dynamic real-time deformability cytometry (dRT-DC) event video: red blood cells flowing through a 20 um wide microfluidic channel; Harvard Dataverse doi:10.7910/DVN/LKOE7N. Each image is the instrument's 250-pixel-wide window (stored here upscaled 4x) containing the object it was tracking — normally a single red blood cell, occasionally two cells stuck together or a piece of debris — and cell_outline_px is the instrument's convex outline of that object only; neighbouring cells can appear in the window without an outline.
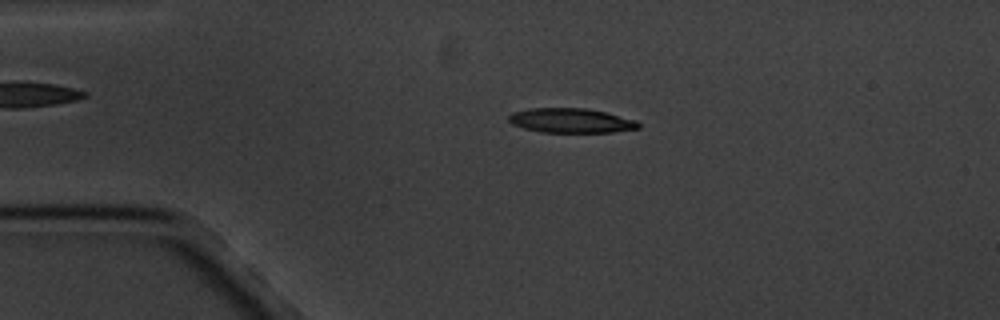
{"species": "common noctule bat (a hibernating species)", "species_latin": "Nyctalus noctula", "temperature_condition": "cold", "stored_images_in_passage": 3, "camera_frame_rate_fps": 3000, "um_per_image_px": 0.085, "animal": {"sex": "male", "body_mass_g": 20.1, "forearm_length_mm": 53.5}, "frame": {"image": 1, "passage_image": 2, "time_ms": 1.0, "image_size_px": [1000, 320], "cell_outline_px": [[640, 128], [612, 132], [540, 132], [524, 128], [512, 124], [508, 120], [508, 116], [512, 112], [528, 108], [588, 108], [608, 112], [636, 120], [640, 124]], "centroid_in_image_um": [48.54, 10.24], "position_along_channel_um": 36.5, "area_um2": 18.73}}